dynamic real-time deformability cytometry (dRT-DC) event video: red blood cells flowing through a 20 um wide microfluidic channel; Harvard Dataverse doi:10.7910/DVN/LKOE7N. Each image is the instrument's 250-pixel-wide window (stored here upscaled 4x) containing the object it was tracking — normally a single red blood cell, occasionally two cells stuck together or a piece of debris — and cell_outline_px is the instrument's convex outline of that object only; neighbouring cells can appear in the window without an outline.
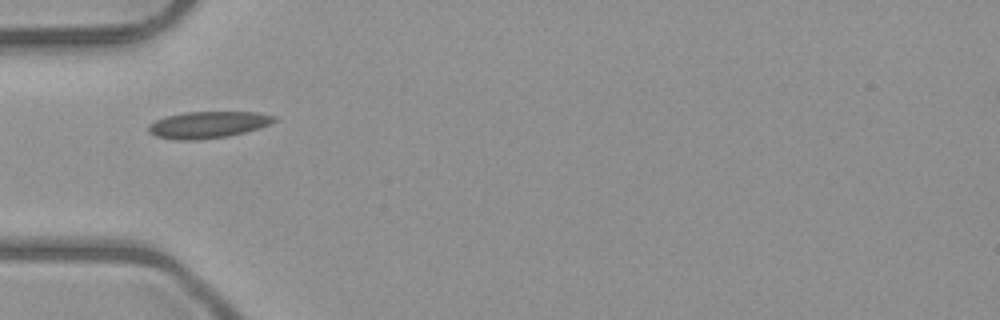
{"species": "common noctule bat (a hibernating species)", "species_latin": "Nyctalus noctula", "temperature_condition": "room temperature", "stored_images_in_passage": 3, "camera_frame_rate_fps": 3000, "um_per_image_px": 0.085, "animal": {"sex": "male", "body_mass_g": 23.1, "forearm_length_mm": 52.7}, "frame": {"image": 1, "passage_image": 1, "time_ms": 0.0, "image_size_px": [1000, 320], "cell_outline_px": [[276, 120], [260, 128], [228, 136], [196, 140], [176, 140], [156, 136], [148, 132], [148, 124], [164, 116], [184, 112], [256, 112], [276, 116]], "centroid_in_image_um": [17.64, 10.6], "position_along_channel_um": 67.4, "area_um2": 19.59}}